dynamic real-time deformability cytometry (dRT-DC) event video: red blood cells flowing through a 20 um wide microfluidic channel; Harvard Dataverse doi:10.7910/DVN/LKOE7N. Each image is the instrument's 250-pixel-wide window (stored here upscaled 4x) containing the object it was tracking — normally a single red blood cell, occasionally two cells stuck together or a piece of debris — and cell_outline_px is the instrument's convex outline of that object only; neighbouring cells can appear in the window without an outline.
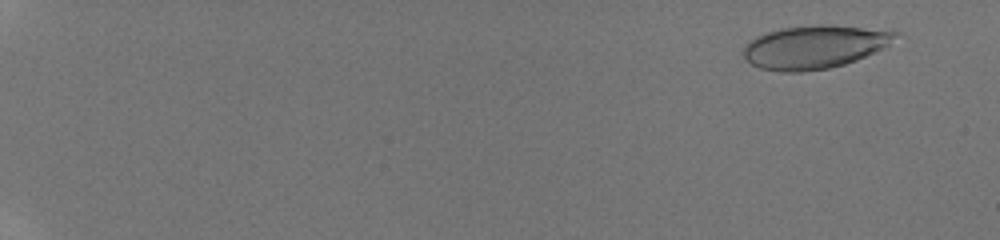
{"species": "human", "species_latin": "Homo sapiens", "temperature_condition": "room temperature", "stored_images_in_passage": 16, "camera_frame_rate_fps": 3000, "um_per_image_px": 0.085, "donor": {"sex": "male"}, "frame": {"image": 1, "passage_image": 3, "time_ms": 1.333, "image_size_px": [1000, 240], "cell_outline_px": [[900, 32], [888, 44], [856, 60], [844, 64], [828, 68], [804, 72], [780, 72], [760, 68], [752, 64], [740, 52], [748, 40], [756, 36], [780, 28], [812, 24], [832, 24], [892, 28]], "centroid_in_image_um": [69.24, 3.95], "position_along_channel_um": 15.8, "area_um2": 39.02}}
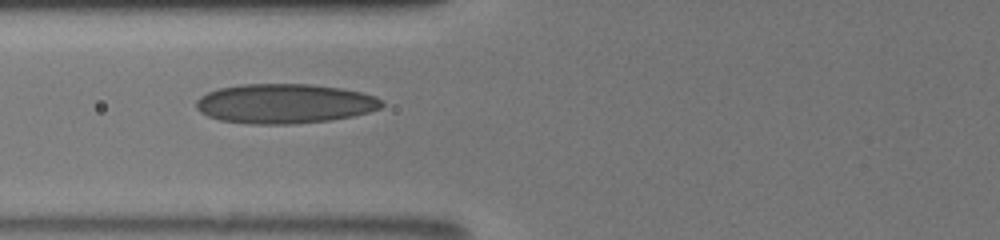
{"frame": {"image": 2, "passage_image": 12, "time_ms": 8.333, "image_size_px": [1000, 240], "cell_outline_px": [[384, 104], [380, 108], [368, 112], [352, 116], [328, 120], [292, 124], [248, 124], [220, 120], [208, 116], [200, 112], [196, 108], [196, 100], [200, 96], [208, 92], [220, 88], [240, 84], [312, 84], [340, 88], [360, 92], [376, 96], [384, 100]], "centroid_in_image_um": [24.18, 8.8], "position_along_channel_um": 101.6, "area_um2": 42.95}}
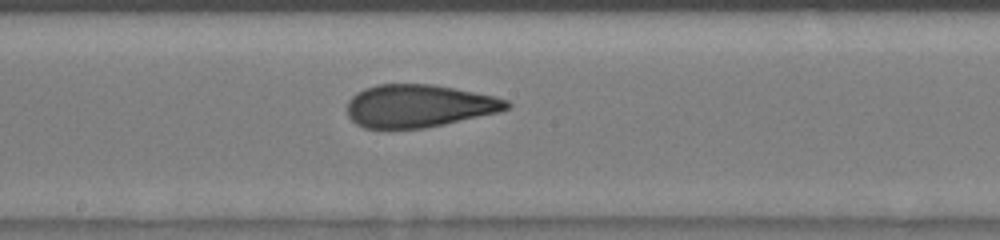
{"frame": {"image": 3, "passage_image": 16, "time_ms": 11.0, "image_size_px": [1000, 240], "cell_outline_px": [[512, 104], [508, 108], [500, 112], [444, 124], [424, 128], [364, 128], [356, 124], [348, 116], [348, 100], [356, 92], [364, 88], [380, 84], [432, 84], [492, 96], [508, 100]], "centroid_in_image_um": [35.58, 9.0], "position_along_channel_um": 212.6, "area_um2": 39.54}}